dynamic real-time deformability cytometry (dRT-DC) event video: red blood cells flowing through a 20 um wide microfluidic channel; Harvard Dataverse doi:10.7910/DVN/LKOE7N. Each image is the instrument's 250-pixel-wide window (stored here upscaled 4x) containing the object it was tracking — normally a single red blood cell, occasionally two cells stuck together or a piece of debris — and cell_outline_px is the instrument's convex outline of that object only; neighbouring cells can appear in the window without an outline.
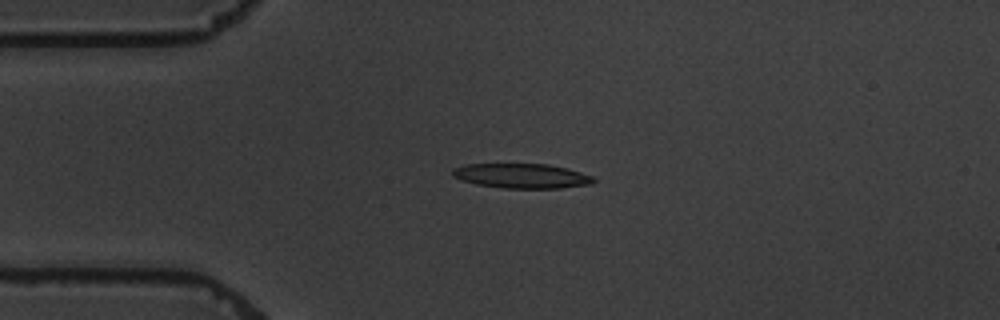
{"species": "common noctule bat (a hibernating species)", "species_latin": "Nyctalus noctula", "temperature_condition": "warm", "stored_images_in_passage": 8, "camera_frame_rate_fps": 3000, "um_per_image_px": 0.085, "animal": {"sex": "male", "body_mass_g": 19.5, "forearm_length_mm": 54.6}, "frame": {"image": 1, "passage_image": 4, "time_ms": 3.333, "image_size_px": [1000, 320], "cell_outline_px": [[596, 180], [592, 184], [560, 188], [504, 188], [476, 184], [452, 176], [452, 168], [464, 164], [548, 164], [568, 168], [592, 176]], "centroid_in_image_um": [44.35, 14.94], "position_along_channel_um": 40.6, "area_um2": 20.29}}
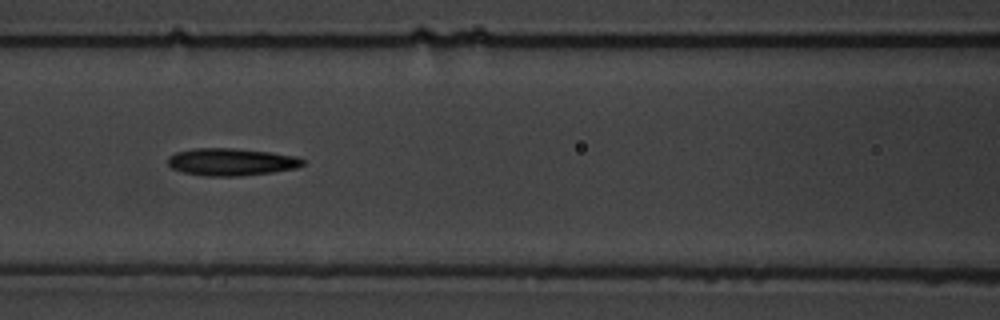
{"frame": {"image": 2, "passage_image": 7, "time_ms": 7.0, "image_size_px": [1000, 320], "cell_outline_px": [[304, 164], [296, 168], [272, 172], [240, 176], [204, 176], [184, 172], [172, 168], [168, 164], [168, 156], [176, 152], [192, 148], [236, 148], [268, 152], [296, 156], [304, 160]], "centroid_in_image_um": [19.64, 13.76], "position_along_channel_um": 147.0, "area_um2": 21.5}}
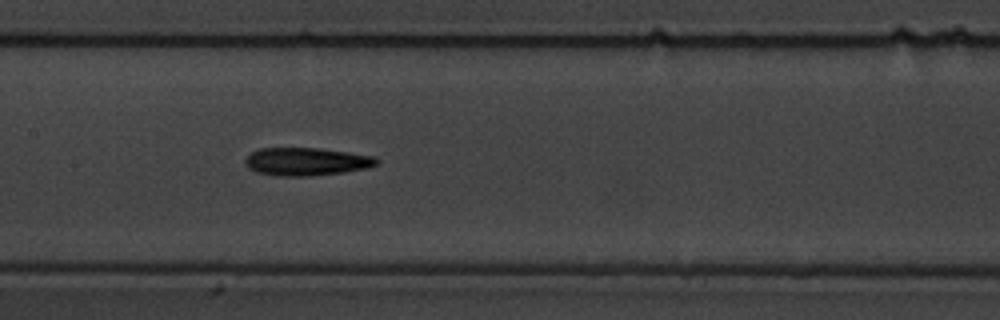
{"frame": {"image": 3, "passage_image": 8, "time_ms": 8.0, "image_size_px": [1000, 320], "cell_outline_px": [[380, 160], [376, 164], [364, 168], [340, 172], [312, 176], [276, 176], [256, 172], [248, 168], [244, 160], [252, 152], [260, 148], [320, 148], [376, 156]], "centroid_in_image_um": [26.02, 13.73], "position_along_channel_um": 181.4, "area_um2": 21.33}}